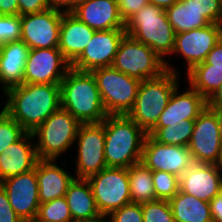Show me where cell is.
Here are the masks:
<instances>
[{"label": "cell", "mask_w": 222, "mask_h": 222, "mask_svg": "<svg viewBox=\"0 0 222 222\" xmlns=\"http://www.w3.org/2000/svg\"><path fill=\"white\" fill-rule=\"evenodd\" d=\"M60 107V84L23 83L4 92L3 110L26 132H33Z\"/></svg>", "instance_id": "cell-1"}, {"label": "cell", "mask_w": 222, "mask_h": 222, "mask_svg": "<svg viewBox=\"0 0 222 222\" xmlns=\"http://www.w3.org/2000/svg\"><path fill=\"white\" fill-rule=\"evenodd\" d=\"M61 108L81 124L101 123L108 116L91 72L70 68L60 82Z\"/></svg>", "instance_id": "cell-2"}, {"label": "cell", "mask_w": 222, "mask_h": 222, "mask_svg": "<svg viewBox=\"0 0 222 222\" xmlns=\"http://www.w3.org/2000/svg\"><path fill=\"white\" fill-rule=\"evenodd\" d=\"M146 135L128 115H108L104 144L107 167L129 168L141 162Z\"/></svg>", "instance_id": "cell-3"}, {"label": "cell", "mask_w": 222, "mask_h": 222, "mask_svg": "<svg viewBox=\"0 0 222 222\" xmlns=\"http://www.w3.org/2000/svg\"><path fill=\"white\" fill-rule=\"evenodd\" d=\"M181 78L184 77L171 71H165L159 77L141 81L135 104L128 116L146 134L157 124L174 89L184 81Z\"/></svg>", "instance_id": "cell-4"}, {"label": "cell", "mask_w": 222, "mask_h": 222, "mask_svg": "<svg viewBox=\"0 0 222 222\" xmlns=\"http://www.w3.org/2000/svg\"><path fill=\"white\" fill-rule=\"evenodd\" d=\"M125 31L164 61L171 56L176 33L161 7L148 3L125 23Z\"/></svg>", "instance_id": "cell-5"}, {"label": "cell", "mask_w": 222, "mask_h": 222, "mask_svg": "<svg viewBox=\"0 0 222 222\" xmlns=\"http://www.w3.org/2000/svg\"><path fill=\"white\" fill-rule=\"evenodd\" d=\"M81 123L61 107L33 132L37 156L41 160L69 159ZM68 154V155H67ZM65 156V158H63ZM67 157V158H66Z\"/></svg>", "instance_id": "cell-6"}, {"label": "cell", "mask_w": 222, "mask_h": 222, "mask_svg": "<svg viewBox=\"0 0 222 222\" xmlns=\"http://www.w3.org/2000/svg\"><path fill=\"white\" fill-rule=\"evenodd\" d=\"M221 38L222 25L215 23H211L206 27L176 33L174 49L171 56L165 61L166 70L179 75H185L195 65L203 63L206 60L208 53ZM175 57V60L182 61H178L179 63H176V61L173 62ZM179 64L180 66L183 64V66L178 67Z\"/></svg>", "instance_id": "cell-7"}, {"label": "cell", "mask_w": 222, "mask_h": 222, "mask_svg": "<svg viewBox=\"0 0 222 222\" xmlns=\"http://www.w3.org/2000/svg\"><path fill=\"white\" fill-rule=\"evenodd\" d=\"M108 115H128L138 93L140 80L129 77L112 66L91 71Z\"/></svg>", "instance_id": "cell-8"}, {"label": "cell", "mask_w": 222, "mask_h": 222, "mask_svg": "<svg viewBox=\"0 0 222 222\" xmlns=\"http://www.w3.org/2000/svg\"><path fill=\"white\" fill-rule=\"evenodd\" d=\"M104 144L105 120L101 123L80 125L73 147L74 150H72L73 155L71 154V158H69L71 160H68L70 161L69 167L74 165L72 170L75 178L87 179L107 167Z\"/></svg>", "instance_id": "cell-9"}, {"label": "cell", "mask_w": 222, "mask_h": 222, "mask_svg": "<svg viewBox=\"0 0 222 222\" xmlns=\"http://www.w3.org/2000/svg\"><path fill=\"white\" fill-rule=\"evenodd\" d=\"M111 66L140 81L159 77L167 71L162 58L127 34L121 40Z\"/></svg>", "instance_id": "cell-10"}, {"label": "cell", "mask_w": 222, "mask_h": 222, "mask_svg": "<svg viewBox=\"0 0 222 222\" xmlns=\"http://www.w3.org/2000/svg\"><path fill=\"white\" fill-rule=\"evenodd\" d=\"M87 180L100 214L110 215L131 203L128 168L106 167Z\"/></svg>", "instance_id": "cell-11"}, {"label": "cell", "mask_w": 222, "mask_h": 222, "mask_svg": "<svg viewBox=\"0 0 222 222\" xmlns=\"http://www.w3.org/2000/svg\"><path fill=\"white\" fill-rule=\"evenodd\" d=\"M221 147L216 108L207 106L194 120L193 133L188 144L193 162L216 164Z\"/></svg>", "instance_id": "cell-12"}, {"label": "cell", "mask_w": 222, "mask_h": 222, "mask_svg": "<svg viewBox=\"0 0 222 222\" xmlns=\"http://www.w3.org/2000/svg\"><path fill=\"white\" fill-rule=\"evenodd\" d=\"M64 12L46 9L21 16V39L30 49L58 48Z\"/></svg>", "instance_id": "cell-13"}, {"label": "cell", "mask_w": 222, "mask_h": 222, "mask_svg": "<svg viewBox=\"0 0 222 222\" xmlns=\"http://www.w3.org/2000/svg\"><path fill=\"white\" fill-rule=\"evenodd\" d=\"M70 68L59 48L30 49L23 83L60 84Z\"/></svg>", "instance_id": "cell-14"}, {"label": "cell", "mask_w": 222, "mask_h": 222, "mask_svg": "<svg viewBox=\"0 0 222 222\" xmlns=\"http://www.w3.org/2000/svg\"><path fill=\"white\" fill-rule=\"evenodd\" d=\"M141 162L151 171H166L180 177L194 162L188 146L165 145L146 135Z\"/></svg>", "instance_id": "cell-15"}, {"label": "cell", "mask_w": 222, "mask_h": 222, "mask_svg": "<svg viewBox=\"0 0 222 222\" xmlns=\"http://www.w3.org/2000/svg\"><path fill=\"white\" fill-rule=\"evenodd\" d=\"M125 29L95 31L91 41L82 54L71 64V68L82 72L111 66Z\"/></svg>", "instance_id": "cell-16"}, {"label": "cell", "mask_w": 222, "mask_h": 222, "mask_svg": "<svg viewBox=\"0 0 222 222\" xmlns=\"http://www.w3.org/2000/svg\"><path fill=\"white\" fill-rule=\"evenodd\" d=\"M0 185L6 191L15 213L22 220L37 217L40 201L36 166L27 173L4 179Z\"/></svg>", "instance_id": "cell-17"}, {"label": "cell", "mask_w": 222, "mask_h": 222, "mask_svg": "<svg viewBox=\"0 0 222 222\" xmlns=\"http://www.w3.org/2000/svg\"><path fill=\"white\" fill-rule=\"evenodd\" d=\"M67 161L41 159L37 161L36 176L40 203L65 196L70 183L75 178L72 168L69 170L68 167L70 162Z\"/></svg>", "instance_id": "cell-18"}, {"label": "cell", "mask_w": 222, "mask_h": 222, "mask_svg": "<svg viewBox=\"0 0 222 222\" xmlns=\"http://www.w3.org/2000/svg\"><path fill=\"white\" fill-rule=\"evenodd\" d=\"M180 191L210 202L222 186V171L216 164L193 163L179 177Z\"/></svg>", "instance_id": "cell-19"}, {"label": "cell", "mask_w": 222, "mask_h": 222, "mask_svg": "<svg viewBox=\"0 0 222 222\" xmlns=\"http://www.w3.org/2000/svg\"><path fill=\"white\" fill-rule=\"evenodd\" d=\"M206 107L207 100L184 81L174 89L157 123H184V120H195Z\"/></svg>", "instance_id": "cell-20"}, {"label": "cell", "mask_w": 222, "mask_h": 222, "mask_svg": "<svg viewBox=\"0 0 222 222\" xmlns=\"http://www.w3.org/2000/svg\"><path fill=\"white\" fill-rule=\"evenodd\" d=\"M38 160L33 134L26 132L0 154V182L35 169Z\"/></svg>", "instance_id": "cell-21"}, {"label": "cell", "mask_w": 222, "mask_h": 222, "mask_svg": "<svg viewBox=\"0 0 222 222\" xmlns=\"http://www.w3.org/2000/svg\"><path fill=\"white\" fill-rule=\"evenodd\" d=\"M71 13L96 31L125 29L117 0H81Z\"/></svg>", "instance_id": "cell-22"}, {"label": "cell", "mask_w": 222, "mask_h": 222, "mask_svg": "<svg viewBox=\"0 0 222 222\" xmlns=\"http://www.w3.org/2000/svg\"><path fill=\"white\" fill-rule=\"evenodd\" d=\"M95 31L71 12L63 13L58 48L70 64L82 54Z\"/></svg>", "instance_id": "cell-23"}, {"label": "cell", "mask_w": 222, "mask_h": 222, "mask_svg": "<svg viewBox=\"0 0 222 222\" xmlns=\"http://www.w3.org/2000/svg\"><path fill=\"white\" fill-rule=\"evenodd\" d=\"M30 48L22 41L7 42L0 46V89L21 85Z\"/></svg>", "instance_id": "cell-24"}, {"label": "cell", "mask_w": 222, "mask_h": 222, "mask_svg": "<svg viewBox=\"0 0 222 222\" xmlns=\"http://www.w3.org/2000/svg\"><path fill=\"white\" fill-rule=\"evenodd\" d=\"M65 198L73 221L100 215L87 179L74 178L65 193Z\"/></svg>", "instance_id": "cell-25"}, {"label": "cell", "mask_w": 222, "mask_h": 222, "mask_svg": "<svg viewBox=\"0 0 222 222\" xmlns=\"http://www.w3.org/2000/svg\"><path fill=\"white\" fill-rule=\"evenodd\" d=\"M168 202L175 222H212L207 201L179 191Z\"/></svg>", "instance_id": "cell-26"}, {"label": "cell", "mask_w": 222, "mask_h": 222, "mask_svg": "<svg viewBox=\"0 0 222 222\" xmlns=\"http://www.w3.org/2000/svg\"><path fill=\"white\" fill-rule=\"evenodd\" d=\"M165 12L175 33L190 31L211 24L202 13L190 7L183 0H179L171 7L166 8Z\"/></svg>", "instance_id": "cell-27"}, {"label": "cell", "mask_w": 222, "mask_h": 222, "mask_svg": "<svg viewBox=\"0 0 222 222\" xmlns=\"http://www.w3.org/2000/svg\"><path fill=\"white\" fill-rule=\"evenodd\" d=\"M128 180L131 202L142 204L157 200L152 171L142 162L128 168Z\"/></svg>", "instance_id": "cell-28"}, {"label": "cell", "mask_w": 222, "mask_h": 222, "mask_svg": "<svg viewBox=\"0 0 222 222\" xmlns=\"http://www.w3.org/2000/svg\"><path fill=\"white\" fill-rule=\"evenodd\" d=\"M193 128L194 120H184V123H157L148 135L161 144L188 146Z\"/></svg>", "instance_id": "cell-29"}, {"label": "cell", "mask_w": 222, "mask_h": 222, "mask_svg": "<svg viewBox=\"0 0 222 222\" xmlns=\"http://www.w3.org/2000/svg\"><path fill=\"white\" fill-rule=\"evenodd\" d=\"M183 77L185 82L208 100L222 84V69L192 68Z\"/></svg>", "instance_id": "cell-30"}, {"label": "cell", "mask_w": 222, "mask_h": 222, "mask_svg": "<svg viewBox=\"0 0 222 222\" xmlns=\"http://www.w3.org/2000/svg\"><path fill=\"white\" fill-rule=\"evenodd\" d=\"M37 218L44 222H73L65 196L40 203Z\"/></svg>", "instance_id": "cell-31"}, {"label": "cell", "mask_w": 222, "mask_h": 222, "mask_svg": "<svg viewBox=\"0 0 222 222\" xmlns=\"http://www.w3.org/2000/svg\"><path fill=\"white\" fill-rule=\"evenodd\" d=\"M157 200L169 201L180 191L179 177L166 171H152Z\"/></svg>", "instance_id": "cell-32"}, {"label": "cell", "mask_w": 222, "mask_h": 222, "mask_svg": "<svg viewBox=\"0 0 222 222\" xmlns=\"http://www.w3.org/2000/svg\"><path fill=\"white\" fill-rule=\"evenodd\" d=\"M25 133L22 126L3 110L0 113V154Z\"/></svg>", "instance_id": "cell-33"}, {"label": "cell", "mask_w": 222, "mask_h": 222, "mask_svg": "<svg viewBox=\"0 0 222 222\" xmlns=\"http://www.w3.org/2000/svg\"><path fill=\"white\" fill-rule=\"evenodd\" d=\"M143 222H175L170 204L166 200L142 203Z\"/></svg>", "instance_id": "cell-34"}, {"label": "cell", "mask_w": 222, "mask_h": 222, "mask_svg": "<svg viewBox=\"0 0 222 222\" xmlns=\"http://www.w3.org/2000/svg\"><path fill=\"white\" fill-rule=\"evenodd\" d=\"M21 16L0 15V46L21 39Z\"/></svg>", "instance_id": "cell-35"}, {"label": "cell", "mask_w": 222, "mask_h": 222, "mask_svg": "<svg viewBox=\"0 0 222 222\" xmlns=\"http://www.w3.org/2000/svg\"><path fill=\"white\" fill-rule=\"evenodd\" d=\"M211 23L222 24V0H183Z\"/></svg>", "instance_id": "cell-36"}, {"label": "cell", "mask_w": 222, "mask_h": 222, "mask_svg": "<svg viewBox=\"0 0 222 222\" xmlns=\"http://www.w3.org/2000/svg\"><path fill=\"white\" fill-rule=\"evenodd\" d=\"M111 222H143L142 204L131 202L109 215Z\"/></svg>", "instance_id": "cell-37"}, {"label": "cell", "mask_w": 222, "mask_h": 222, "mask_svg": "<svg viewBox=\"0 0 222 222\" xmlns=\"http://www.w3.org/2000/svg\"><path fill=\"white\" fill-rule=\"evenodd\" d=\"M148 3V0H117L119 15L126 23Z\"/></svg>", "instance_id": "cell-38"}, {"label": "cell", "mask_w": 222, "mask_h": 222, "mask_svg": "<svg viewBox=\"0 0 222 222\" xmlns=\"http://www.w3.org/2000/svg\"><path fill=\"white\" fill-rule=\"evenodd\" d=\"M22 219L15 213L6 191L0 185V222H21Z\"/></svg>", "instance_id": "cell-39"}, {"label": "cell", "mask_w": 222, "mask_h": 222, "mask_svg": "<svg viewBox=\"0 0 222 222\" xmlns=\"http://www.w3.org/2000/svg\"><path fill=\"white\" fill-rule=\"evenodd\" d=\"M193 68H219L222 69V38L208 53L203 63L195 65Z\"/></svg>", "instance_id": "cell-40"}, {"label": "cell", "mask_w": 222, "mask_h": 222, "mask_svg": "<svg viewBox=\"0 0 222 222\" xmlns=\"http://www.w3.org/2000/svg\"><path fill=\"white\" fill-rule=\"evenodd\" d=\"M18 6L20 16L49 9L47 0H18Z\"/></svg>", "instance_id": "cell-41"}, {"label": "cell", "mask_w": 222, "mask_h": 222, "mask_svg": "<svg viewBox=\"0 0 222 222\" xmlns=\"http://www.w3.org/2000/svg\"><path fill=\"white\" fill-rule=\"evenodd\" d=\"M81 0H47L50 9L64 13L72 12Z\"/></svg>", "instance_id": "cell-42"}, {"label": "cell", "mask_w": 222, "mask_h": 222, "mask_svg": "<svg viewBox=\"0 0 222 222\" xmlns=\"http://www.w3.org/2000/svg\"><path fill=\"white\" fill-rule=\"evenodd\" d=\"M212 222H222V198L217 195L210 202Z\"/></svg>", "instance_id": "cell-43"}, {"label": "cell", "mask_w": 222, "mask_h": 222, "mask_svg": "<svg viewBox=\"0 0 222 222\" xmlns=\"http://www.w3.org/2000/svg\"><path fill=\"white\" fill-rule=\"evenodd\" d=\"M0 15H19L18 0H0Z\"/></svg>", "instance_id": "cell-44"}, {"label": "cell", "mask_w": 222, "mask_h": 222, "mask_svg": "<svg viewBox=\"0 0 222 222\" xmlns=\"http://www.w3.org/2000/svg\"><path fill=\"white\" fill-rule=\"evenodd\" d=\"M207 106L211 108H222V84L219 89L207 100Z\"/></svg>", "instance_id": "cell-45"}, {"label": "cell", "mask_w": 222, "mask_h": 222, "mask_svg": "<svg viewBox=\"0 0 222 222\" xmlns=\"http://www.w3.org/2000/svg\"><path fill=\"white\" fill-rule=\"evenodd\" d=\"M149 3L161 7L162 9H166L168 7H171L173 4L178 2L179 0H148Z\"/></svg>", "instance_id": "cell-46"}, {"label": "cell", "mask_w": 222, "mask_h": 222, "mask_svg": "<svg viewBox=\"0 0 222 222\" xmlns=\"http://www.w3.org/2000/svg\"><path fill=\"white\" fill-rule=\"evenodd\" d=\"M73 222H111V221H110L109 215L100 214V215L93 217V218L75 220Z\"/></svg>", "instance_id": "cell-47"}, {"label": "cell", "mask_w": 222, "mask_h": 222, "mask_svg": "<svg viewBox=\"0 0 222 222\" xmlns=\"http://www.w3.org/2000/svg\"><path fill=\"white\" fill-rule=\"evenodd\" d=\"M217 119H218V130H219V136L222 141V108L216 109Z\"/></svg>", "instance_id": "cell-48"}, {"label": "cell", "mask_w": 222, "mask_h": 222, "mask_svg": "<svg viewBox=\"0 0 222 222\" xmlns=\"http://www.w3.org/2000/svg\"><path fill=\"white\" fill-rule=\"evenodd\" d=\"M216 166L222 171V147L220 150V154H219V158L218 161L216 163Z\"/></svg>", "instance_id": "cell-49"}, {"label": "cell", "mask_w": 222, "mask_h": 222, "mask_svg": "<svg viewBox=\"0 0 222 222\" xmlns=\"http://www.w3.org/2000/svg\"><path fill=\"white\" fill-rule=\"evenodd\" d=\"M4 92L0 89V113L3 111Z\"/></svg>", "instance_id": "cell-50"}, {"label": "cell", "mask_w": 222, "mask_h": 222, "mask_svg": "<svg viewBox=\"0 0 222 222\" xmlns=\"http://www.w3.org/2000/svg\"><path fill=\"white\" fill-rule=\"evenodd\" d=\"M21 222H44V221H41L39 218L34 217V218H31V219L22 220Z\"/></svg>", "instance_id": "cell-51"}, {"label": "cell", "mask_w": 222, "mask_h": 222, "mask_svg": "<svg viewBox=\"0 0 222 222\" xmlns=\"http://www.w3.org/2000/svg\"><path fill=\"white\" fill-rule=\"evenodd\" d=\"M218 195L222 198V186H221V188H220V190H219Z\"/></svg>", "instance_id": "cell-52"}]
</instances>
